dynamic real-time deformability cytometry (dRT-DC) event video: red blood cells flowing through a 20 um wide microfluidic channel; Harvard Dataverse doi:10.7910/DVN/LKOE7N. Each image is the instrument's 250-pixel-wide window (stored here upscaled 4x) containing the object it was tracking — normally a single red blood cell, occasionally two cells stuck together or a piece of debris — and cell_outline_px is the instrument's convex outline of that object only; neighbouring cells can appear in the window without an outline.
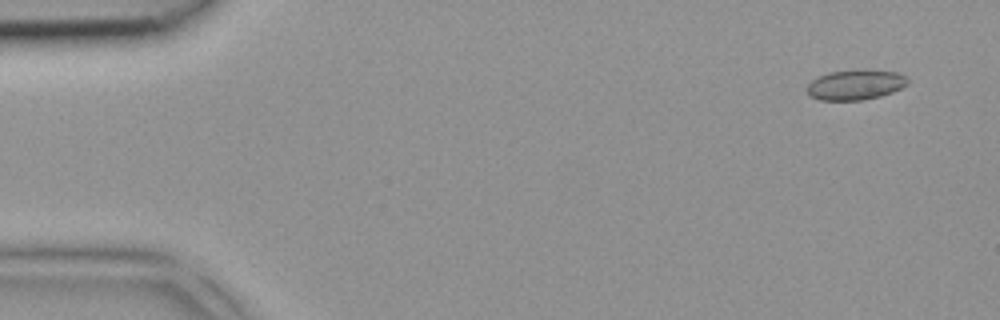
{"species": "common noctule bat (a hibernating species)", "species_latin": "Nyctalus noctula", "temperature_condition": "room temperature", "stored_images_in_passage": 3, "segment_of_instrument_passage": [2, 2], "camera_frame_rate_fps": 3000, "um_per_image_px": 0.085, "animal": {"sex": "female", "body_mass_g": 18.4}, "frame": {"image": 1, "passage_image": 3, "time_ms": 0.667, "image_size_px": [1000, 320], "cell_outline_px": [[908, 84], [892, 92], [880, 96], [860, 100], [820, 100], [812, 96], [808, 92], [808, 84], [812, 80], [828, 72], [896, 72], [904, 76], [908, 80]], "centroid_in_image_um": [72.7, 7.25], "position_along_channel_um": 12.3, "area_um2": 16.7}}